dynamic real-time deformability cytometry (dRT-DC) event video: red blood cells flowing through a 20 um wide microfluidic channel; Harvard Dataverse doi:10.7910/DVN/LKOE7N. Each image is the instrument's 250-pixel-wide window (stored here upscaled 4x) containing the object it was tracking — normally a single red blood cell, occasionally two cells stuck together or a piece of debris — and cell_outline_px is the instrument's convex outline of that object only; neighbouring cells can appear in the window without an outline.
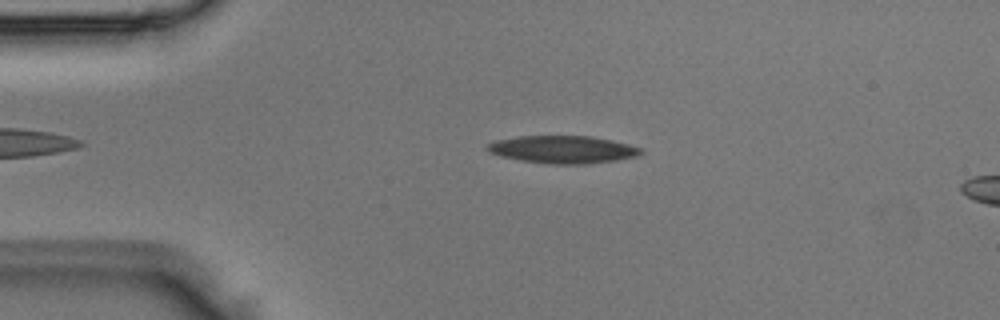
{"species": "Egyptian fruit bat (a non-hibernating species)", "species_latin": "Rousettus aegyptiacus", "temperature_condition": "room temperature", "stored_images_in_passage": 4, "camera_frame_rate_fps": 3000, "um_per_image_px": 0.085, "animal": {"sex": "male"}, "frame": {"image": 1, "passage_image": 3, "time_ms": 0.667, "image_size_px": [1000, 320], "cell_outline_px": [[644, 152], [636, 156], [616, 160], [584, 164], [552, 164], [520, 160], [500, 156], [488, 152], [484, 148], [488, 144], [496, 140], [516, 136], [592, 136], [612, 140], [644, 148]], "centroid_in_image_um": [47.83, 12.7], "position_along_channel_um": 37.2, "area_um2": 24.8}}